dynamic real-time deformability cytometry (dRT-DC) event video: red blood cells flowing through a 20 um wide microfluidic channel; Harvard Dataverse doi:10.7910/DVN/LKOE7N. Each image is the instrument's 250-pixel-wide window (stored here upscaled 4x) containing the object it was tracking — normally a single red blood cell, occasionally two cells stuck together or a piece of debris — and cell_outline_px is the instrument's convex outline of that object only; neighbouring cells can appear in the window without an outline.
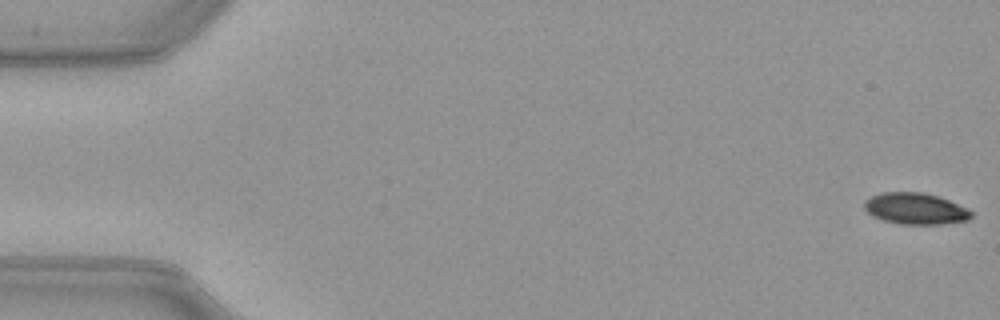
{"species": "common noctule bat (a hibernating species)", "species_latin": "Nyctalus noctula", "temperature_condition": "warm", "stored_images_in_passage": 52, "camera_frame_rate_fps": 3000, "um_per_image_px": 0.085, "animal": {"sex": "female", "body_mass_g": 21.9}, "frame": {"image": 1, "passage_image": 1, "time_ms": 0.0, "image_size_px": [1000, 320], "cell_outline_px": [[972, 216], [968, 220], [940, 224], [900, 224], [884, 220], [872, 216], [864, 208], [864, 200], [880, 192], [924, 192], [940, 196], [968, 208], [972, 212]], "centroid_in_image_um": [77.82, 17.72], "position_along_channel_um": 7.2, "area_um2": 19.71}}
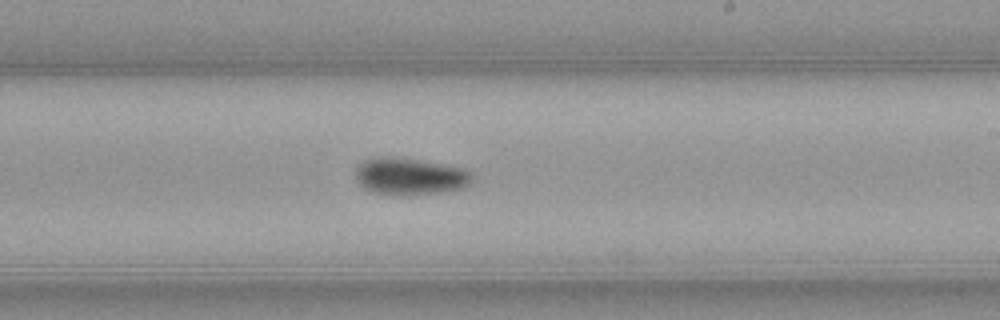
{"frame": {"image": 2, "passage_image": 31, "time_ms": 10.0, "image_size_px": [1000, 320], "cell_outline_px": [[476, 176], [472, 184], [464, 188], [444, 192], [404, 196], [392, 196], [372, 192], [364, 188], [356, 180], [356, 168], [368, 160], [416, 160], [464, 168], [472, 172]], "centroid_in_image_um": [34.98, 15.08], "position_along_channel_um": 254.0, "area_um2": 24.68}}
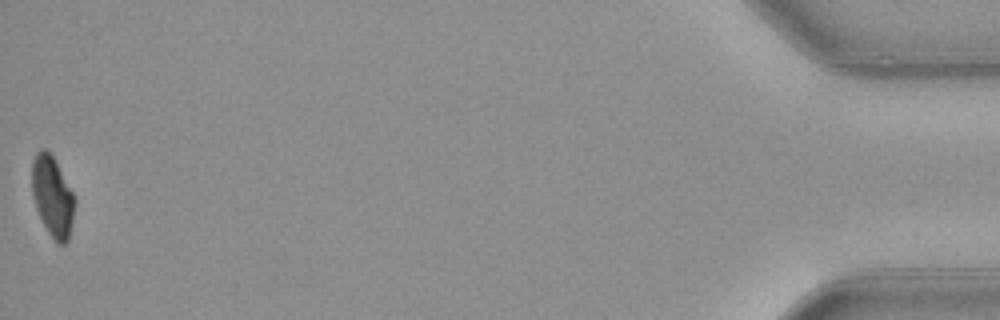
{"frame": {"image": 3, "passage_image": 52, "time_ms": 17.0, "image_size_px": [1000, 320], "cell_outline_px": [[76, 200], [68, 240], [64, 244], [56, 244], [48, 232], [36, 208], [32, 196], [32, 160], [36, 152], [40, 148], [44, 148], [52, 156], [72, 192]], "centroid_in_image_um": [4.44, 16.71], "position_along_channel_um": 430.8, "area_um2": 19.77}, "authors_computed_cell_mechanics": {"area_um2": 22.1663, "velocity_mm_per_s": 3.9952, "shape_relaxation_time_tau1_ms": 2.9578, "shape_relaxation_time_tau2_ms": null, "deformation_change_tau1": 0.1218, "deformation_change_tau2": null}}